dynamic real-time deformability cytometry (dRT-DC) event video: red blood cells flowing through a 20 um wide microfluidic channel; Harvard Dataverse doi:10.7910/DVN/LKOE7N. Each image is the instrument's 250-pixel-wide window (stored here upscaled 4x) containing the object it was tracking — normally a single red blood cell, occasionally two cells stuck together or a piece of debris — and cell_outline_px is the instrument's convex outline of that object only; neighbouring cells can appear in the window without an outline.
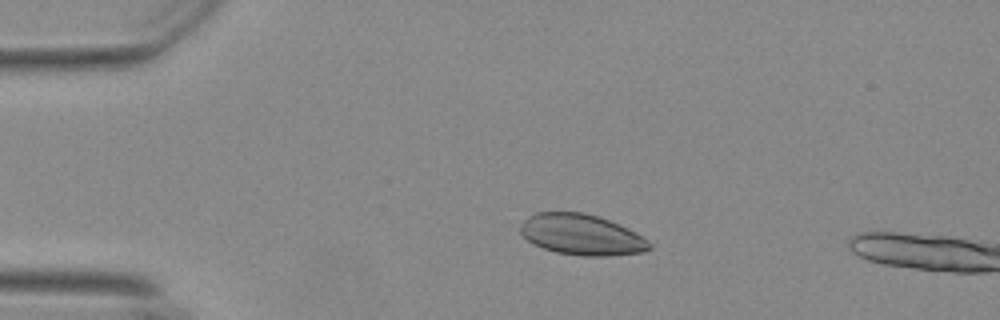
{"species": "Egyptian fruit bat (a non-hibernating species)", "species_latin": "Rousettus aegyptiacus", "temperature_condition": "warm", "stored_images_in_passage": 14, "camera_frame_rate_fps": 3000, "um_per_image_px": 0.085, "animal": {"sex": "female"}, "frame": {"image": 1, "passage_image": 12, "time_ms": 3.667, "image_size_px": [1000, 320], "cell_outline_px": [[652, 248], [644, 252], [608, 256], [580, 256], [556, 252], [532, 244], [520, 232], [520, 224], [528, 216], [536, 212], [584, 212], [608, 220], [636, 232], [648, 240], [652, 244]], "centroid_in_image_um": [49.43, 19.95], "position_along_channel_um": 35.6, "area_um2": 30.75}}